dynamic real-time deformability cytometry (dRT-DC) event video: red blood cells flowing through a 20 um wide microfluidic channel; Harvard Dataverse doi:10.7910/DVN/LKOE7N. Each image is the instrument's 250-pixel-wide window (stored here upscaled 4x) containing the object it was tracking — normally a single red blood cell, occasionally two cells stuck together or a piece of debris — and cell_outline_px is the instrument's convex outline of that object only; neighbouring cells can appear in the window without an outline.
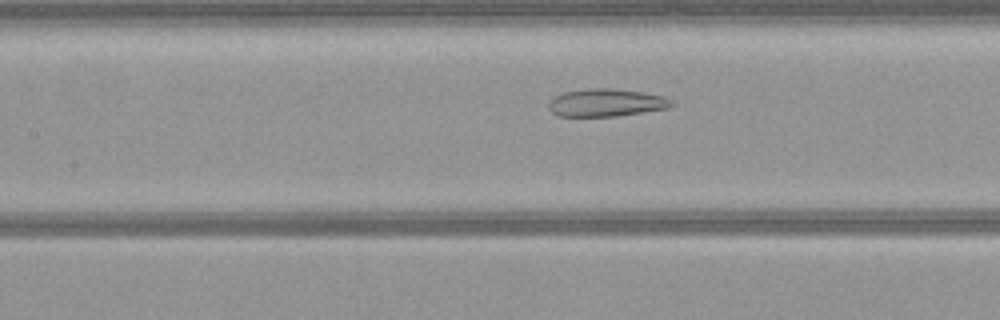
{"species": "common noctule bat (a hibernating species)", "species_latin": "Nyctalus noctula", "temperature_condition": "warm", "stored_images_in_passage": 49, "camera_frame_rate_fps": 3000, "um_per_image_px": 0.085, "animal": {"sex": "female", "body_mass_g": 21.9}, "frame": {"image": 1, "passage_image": 20, "time_ms": 6.333, "image_size_px": [1000, 320], "cell_outline_px": [[676, 104], [672, 108], [616, 116], [560, 116], [552, 112], [548, 108], [548, 100], [564, 92], [584, 88], [612, 88], [640, 92], [664, 96], [676, 100]], "centroid_in_image_um": [51.58, 8.72], "position_along_channel_um": 155.8, "area_um2": 20.17}}
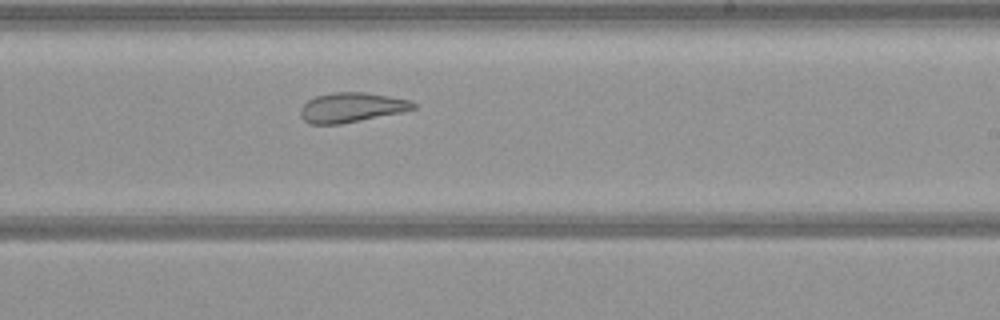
{"frame": {"image": 2, "passage_image": 28, "time_ms": 9.0, "image_size_px": [1000, 320], "cell_outline_px": [[416, 108], [400, 112], [340, 124], [308, 124], [300, 116], [300, 108], [308, 100], [316, 96], [332, 92], [364, 92], [412, 100], [416, 104]], "centroid_in_image_um": [29.85, 9.13], "position_along_channel_um": 259.2, "area_um2": 19.42}}
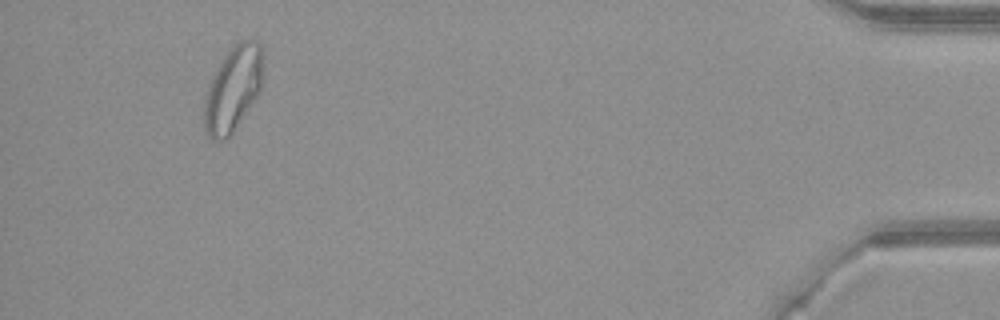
{"frame": {"image": 3, "passage_image": 46, "time_ms": 15.0, "image_size_px": [1000, 320], "cell_outline_px": [[260, 92], [232, 132], [224, 140], [212, 140], [204, 132], [204, 100], [208, 88], [224, 56], [236, 40], [256, 40], [260, 44]], "centroid_in_image_um": [19.76, 7.58], "position_along_channel_um": 415.4, "area_um2": 28.32}}